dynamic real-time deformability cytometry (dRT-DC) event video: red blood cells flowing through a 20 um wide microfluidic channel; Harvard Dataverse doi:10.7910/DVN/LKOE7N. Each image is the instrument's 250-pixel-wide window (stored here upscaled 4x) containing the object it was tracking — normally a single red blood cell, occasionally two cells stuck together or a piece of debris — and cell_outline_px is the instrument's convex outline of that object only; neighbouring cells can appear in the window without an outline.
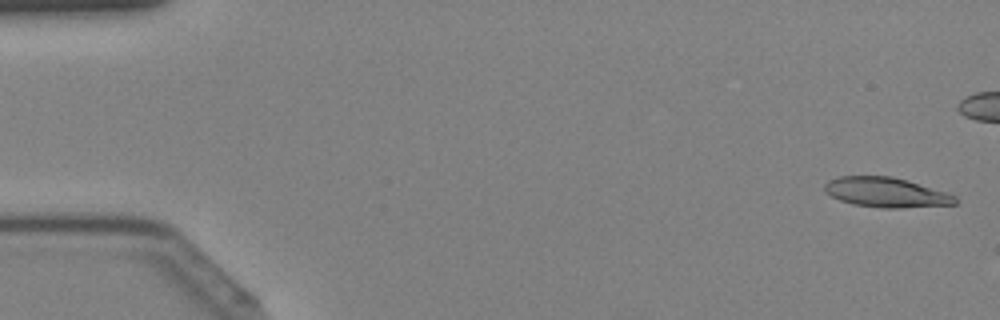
{"species": "Egyptian fruit bat (a non-hibernating species)", "species_latin": "Rousettus aegyptiacus", "temperature_condition": "cold", "stored_images_in_passage": 13, "camera_frame_rate_fps": 3000, "um_per_image_px": 0.085, "animal": {"sex": "female"}, "frame": {"image": 1, "passage_image": 1, "time_ms": 0.0, "image_size_px": [1000, 320], "cell_outline_px": [[956, 204], [900, 208], [884, 208], [852, 204], [840, 200], [824, 192], [824, 184], [828, 180], [840, 176], [892, 176], [908, 180], [956, 196]], "centroid_in_image_um": [75.28, 16.35], "position_along_channel_um": 9.7, "area_um2": 22.6}}